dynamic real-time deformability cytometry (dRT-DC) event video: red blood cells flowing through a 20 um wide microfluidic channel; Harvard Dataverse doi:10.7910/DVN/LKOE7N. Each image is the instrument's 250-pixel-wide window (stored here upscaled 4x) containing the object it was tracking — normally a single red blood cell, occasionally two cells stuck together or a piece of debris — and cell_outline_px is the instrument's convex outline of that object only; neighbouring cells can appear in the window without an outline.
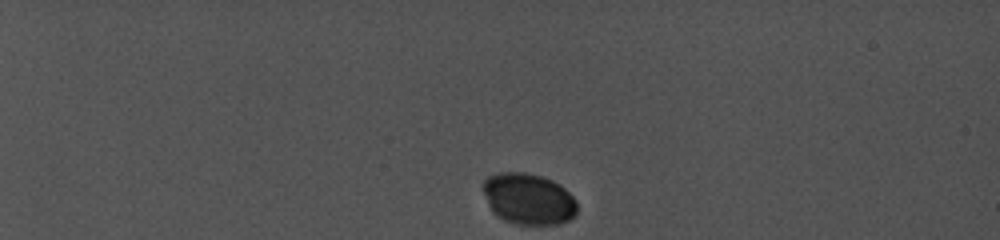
{"species": "common noctule bat (a hibernating species)", "species_latin": "Nyctalus noctula", "temperature_condition": "cold", "stored_images_in_passage": 8, "camera_frame_rate_fps": 5000, "um_per_image_px": 0.085, "animal": {"sex": "female", "body_mass_g": 19.0, "forearm_length_mm": 56.7}, "frame": {"image": 1, "passage_image": 1, "time_ms": 0.0, "image_size_px": [1000, 240], "cell_outline_px": [[576, 216], [560, 224], [516, 224], [504, 220], [492, 212], [488, 204], [484, 192], [484, 180], [488, 176], [496, 172], [524, 172], [540, 176], [552, 180], [560, 184], [576, 200]], "centroid_in_image_um": [44.92, 16.9], "position_along_channel_um": 40.1, "area_um2": 28.09}}
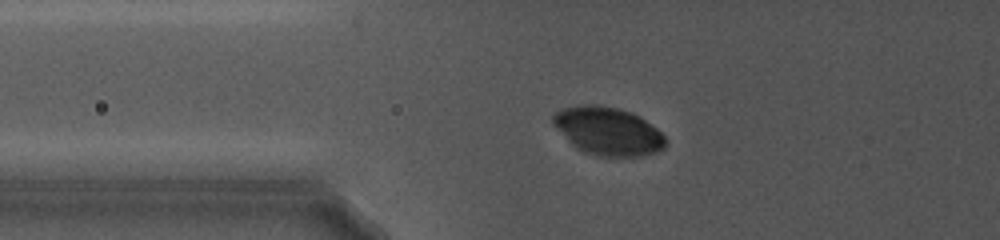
{"frame": {"image": 2, "passage_image": 4, "time_ms": 3.8, "image_size_px": [1000, 240], "cell_outline_px": [[668, 144], [664, 148], [656, 152], [640, 156], [600, 156], [584, 152], [576, 148], [552, 124], [552, 116], [560, 108], [584, 104], [596, 104], [616, 108], [632, 112], [640, 116], [656, 128], [668, 140]], "centroid_in_image_um": [51.68, 11.14], "position_along_channel_um": 74.1, "area_um2": 31.62}}